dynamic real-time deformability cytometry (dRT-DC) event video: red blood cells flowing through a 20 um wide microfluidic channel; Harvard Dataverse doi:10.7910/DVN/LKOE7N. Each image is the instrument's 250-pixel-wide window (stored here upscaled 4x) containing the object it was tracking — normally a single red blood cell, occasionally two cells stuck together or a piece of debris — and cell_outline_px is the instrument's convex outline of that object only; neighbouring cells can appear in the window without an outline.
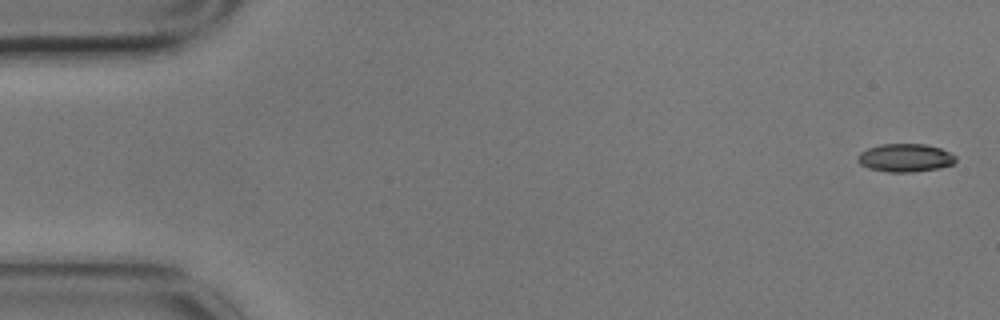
{"species": "common noctule bat (a hibernating species)", "species_latin": "Nyctalus noctula", "temperature_condition": "cold", "stored_images_in_passage": 14, "camera_frame_rate_fps": 3000, "um_per_image_px": 0.085, "animal": {"sex": "male", "body_mass_g": 17.9}, "frame": {"image": 1, "passage_image": 1, "time_ms": 0.0, "image_size_px": [1000, 320], "cell_outline_px": [[956, 160], [952, 164], [936, 168], [912, 172], [888, 172], [868, 168], [860, 164], [856, 160], [860, 152], [868, 148], [880, 144], [928, 144], [940, 148], [956, 156]], "centroid_in_image_um": [76.91, 13.4], "position_along_channel_um": 8.1, "area_um2": 16.01}}
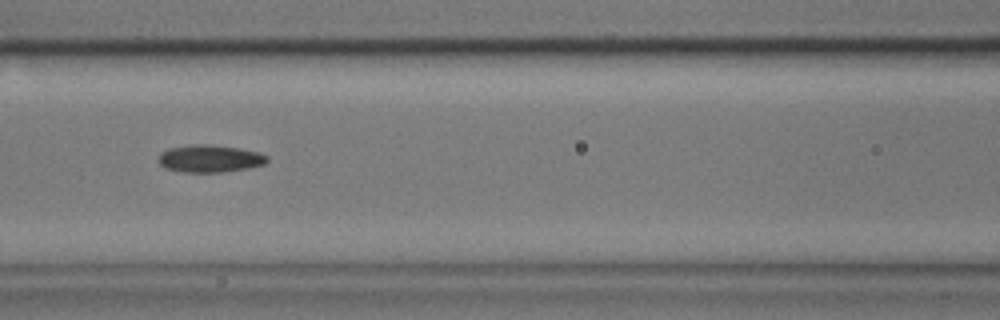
{"frame": {"image": 2, "passage_image": 7, "time_ms": 2.0, "image_size_px": [1000, 320], "cell_outline_px": [[268, 160], [264, 164], [248, 168], [224, 172], [180, 172], [164, 168], [160, 164], [160, 152], [168, 148], [192, 144], [208, 144], [236, 148], [260, 152], [268, 156]], "centroid_in_image_um": [17.82, 13.48], "position_along_channel_um": 148.8, "area_um2": 17.4}}
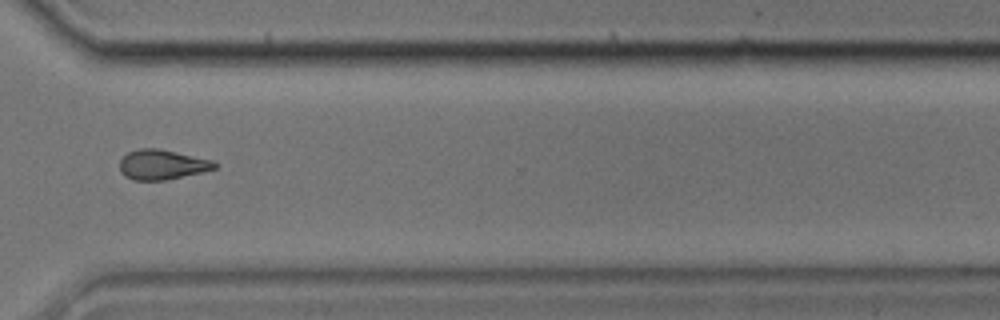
{"frame": {"image": 3, "passage_image": 12, "time_ms": 3.667, "image_size_px": [1000, 320], "cell_outline_px": [[220, 164], [216, 168], [204, 172], [164, 180], [132, 180], [124, 176], [120, 172], [120, 160], [128, 152], [140, 148], [160, 148], [212, 160]], "centroid_in_image_um": [13.79, 13.99], "position_along_channel_um": 356.8, "area_um2": 16.7}}